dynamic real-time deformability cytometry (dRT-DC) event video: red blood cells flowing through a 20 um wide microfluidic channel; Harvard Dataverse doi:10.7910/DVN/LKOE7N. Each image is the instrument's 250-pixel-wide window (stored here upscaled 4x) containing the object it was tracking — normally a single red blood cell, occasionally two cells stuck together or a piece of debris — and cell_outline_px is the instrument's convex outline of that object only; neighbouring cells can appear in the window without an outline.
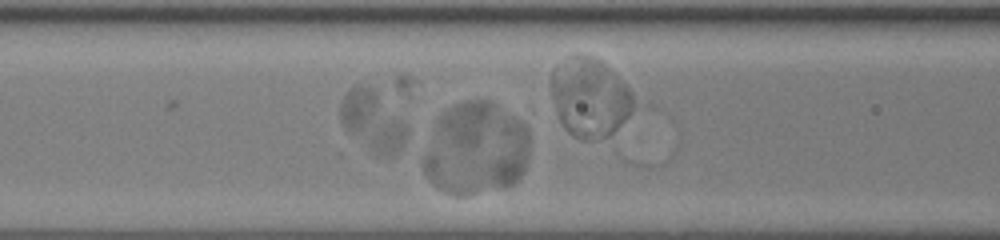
{"species": "human", "species_latin": "Homo sapiens", "temperature_condition": "room temperature", "stored_images_in_passage": 5, "camera_frame_rate_fps": 3000, "um_per_image_px": 0.085, "donor": {"sex": "female"}, "frame": {"image": 1, "passage_image": 4, "time_ms": 1.0, "image_size_px": [1000, 240], "cell_outline_px": [[528, 156], [524, 172], [512, 184], [464, 196], [456, 196], [444, 192], [432, 184], [428, 180], [424, 172], [424, 156], [436, 124], [440, 116], [452, 104], [468, 100], [488, 100], [520, 120], [528, 128]], "centroid_in_image_um": [40.46, 12.65], "position_along_channel_um": 126.1, "area_um2": 56.88}}